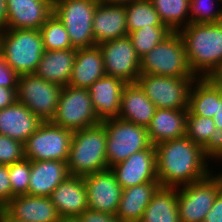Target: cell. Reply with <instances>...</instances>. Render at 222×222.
I'll list each match as a JSON object with an SVG mask.
<instances>
[{
	"instance_id": "obj_1",
	"label": "cell",
	"mask_w": 222,
	"mask_h": 222,
	"mask_svg": "<svg viewBox=\"0 0 222 222\" xmlns=\"http://www.w3.org/2000/svg\"><path fill=\"white\" fill-rule=\"evenodd\" d=\"M156 174L161 187L178 188L200 181L213 171L206 162L214 157L184 136L155 145Z\"/></svg>"
},
{
	"instance_id": "obj_2",
	"label": "cell",
	"mask_w": 222,
	"mask_h": 222,
	"mask_svg": "<svg viewBox=\"0 0 222 222\" xmlns=\"http://www.w3.org/2000/svg\"><path fill=\"white\" fill-rule=\"evenodd\" d=\"M179 33L193 74L213 77L222 68V22L189 23Z\"/></svg>"
},
{
	"instance_id": "obj_3",
	"label": "cell",
	"mask_w": 222,
	"mask_h": 222,
	"mask_svg": "<svg viewBox=\"0 0 222 222\" xmlns=\"http://www.w3.org/2000/svg\"><path fill=\"white\" fill-rule=\"evenodd\" d=\"M106 142L107 133L102 123L73 131L67 161L70 175L85 177L109 169Z\"/></svg>"
},
{
	"instance_id": "obj_4",
	"label": "cell",
	"mask_w": 222,
	"mask_h": 222,
	"mask_svg": "<svg viewBox=\"0 0 222 222\" xmlns=\"http://www.w3.org/2000/svg\"><path fill=\"white\" fill-rule=\"evenodd\" d=\"M40 30L5 29L1 40V55L20 76L34 74L44 53Z\"/></svg>"
},
{
	"instance_id": "obj_5",
	"label": "cell",
	"mask_w": 222,
	"mask_h": 222,
	"mask_svg": "<svg viewBox=\"0 0 222 222\" xmlns=\"http://www.w3.org/2000/svg\"><path fill=\"white\" fill-rule=\"evenodd\" d=\"M140 74L196 77L188 64L185 45L179 32H172L140 58Z\"/></svg>"
},
{
	"instance_id": "obj_6",
	"label": "cell",
	"mask_w": 222,
	"mask_h": 222,
	"mask_svg": "<svg viewBox=\"0 0 222 222\" xmlns=\"http://www.w3.org/2000/svg\"><path fill=\"white\" fill-rule=\"evenodd\" d=\"M99 0H54L53 14L62 22L74 48L95 46L93 18Z\"/></svg>"
},
{
	"instance_id": "obj_7",
	"label": "cell",
	"mask_w": 222,
	"mask_h": 222,
	"mask_svg": "<svg viewBox=\"0 0 222 222\" xmlns=\"http://www.w3.org/2000/svg\"><path fill=\"white\" fill-rule=\"evenodd\" d=\"M107 133L106 158L108 168L125 161L132 154L147 149L151 142L147 128L122 120L108 119L101 122Z\"/></svg>"
},
{
	"instance_id": "obj_8",
	"label": "cell",
	"mask_w": 222,
	"mask_h": 222,
	"mask_svg": "<svg viewBox=\"0 0 222 222\" xmlns=\"http://www.w3.org/2000/svg\"><path fill=\"white\" fill-rule=\"evenodd\" d=\"M51 122L72 131L101 123L93 109L88 89L69 85L62 87L56 114Z\"/></svg>"
},
{
	"instance_id": "obj_9",
	"label": "cell",
	"mask_w": 222,
	"mask_h": 222,
	"mask_svg": "<svg viewBox=\"0 0 222 222\" xmlns=\"http://www.w3.org/2000/svg\"><path fill=\"white\" fill-rule=\"evenodd\" d=\"M196 78L140 74L136 82L156 108L188 109L190 89Z\"/></svg>"
},
{
	"instance_id": "obj_10",
	"label": "cell",
	"mask_w": 222,
	"mask_h": 222,
	"mask_svg": "<svg viewBox=\"0 0 222 222\" xmlns=\"http://www.w3.org/2000/svg\"><path fill=\"white\" fill-rule=\"evenodd\" d=\"M61 90L62 86L35 74L20 75L17 101L26 105L43 122H51L56 114Z\"/></svg>"
},
{
	"instance_id": "obj_11",
	"label": "cell",
	"mask_w": 222,
	"mask_h": 222,
	"mask_svg": "<svg viewBox=\"0 0 222 222\" xmlns=\"http://www.w3.org/2000/svg\"><path fill=\"white\" fill-rule=\"evenodd\" d=\"M73 131L43 122L24 143L25 158L30 161H68Z\"/></svg>"
},
{
	"instance_id": "obj_12",
	"label": "cell",
	"mask_w": 222,
	"mask_h": 222,
	"mask_svg": "<svg viewBox=\"0 0 222 222\" xmlns=\"http://www.w3.org/2000/svg\"><path fill=\"white\" fill-rule=\"evenodd\" d=\"M220 192L219 181L213 173L200 181L178 187L179 221L204 222Z\"/></svg>"
},
{
	"instance_id": "obj_13",
	"label": "cell",
	"mask_w": 222,
	"mask_h": 222,
	"mask_svg": "<svg viewBox=\"0 0 222 222\" xmlns=\"http://www.w3.org/2000/svg\"><path fill=\"white\" fill-rule=\"evenodd\" d=\"M106 75L135 83L140 75V57L128 36L100 43Z\"/></svg>"
},
{
	"instance_id": "obj_14",
	"label": "cell",
	"mask_w": 222,
	"mask_h": 222,
	"mask_svg": "<svg viewBox=\"0 0 222 222\" xmlns=\"http://www.w3.org/2000/svg\"><path fill=\"white\" fill-rule=\"evenodd\" d=\"M83 178L87 189L88 208L116 215L122 187L112 170L109 168Z\"/></svg>"
},
{
	"instance_id": "obj_15",
	"label": "cell",
	"mask_w": 222,
	"mask_h": 222,
	"mask_svg": "<svg viewBox=\"0 0 222 222\" xmlns=\"http://www.w3.org/2000/svg\"><path fill=\"white\" fill-rule=\"evenodd\" d=\"M110 169L122 189L147 182H159L156 174V150L152 144Z\"/></svg>"
},
{
	"instance_id": "obj_16",
	"label": "cell",
	"mask_w": 222,
	"mask_h": 222,
	"mask_svg": "<svg viewBox=\"0 0 222 222\" xmlns=\"http://www.w3.org/2000/svg\"><path fill=\"white\" fill-rule=\"evenodd\" d=\"M54 0H6L5 29H36L53 14Z\"/></svg>"
},
{
	"instance_id": "obj_17",
	"label": "cell",
	"mask_w": 222,
	"mask_h": 222,
	"mask_svg": "<svg viewBox=\"0 0 222 222\" xmlns=\"http://www.w3.org/2000/svg\"><path fill=\"white\" fill-rule=\"evenodd\" d=\"M125 84L122 79L104 75L88 88L93 109L100 122L118 118Z\"/></svg>"
},
{
	"instance_id": "obj_18",
	"label": "cell",
	"mask_w": 222,
	"mask_h": 222,
	"mask_svg": "<svg viewBox=\"0 0 222 222\" xmlns=\"http://www.w3.org/2000/svg\"><path fill=\"white\" fill-rule=\"evenodd\" d=\"M60 217H78L88 208L84 178L69 175L49 196Z\"/></svg>"
},
{
	"instance_id": "obj_19",
	"label": "cell",
	"mask_w": 222,
	"mask_h": 222,
	"mask_svg": "<svg viewBox=\"0 0 222 222\" xmlns=\"http://www.w3.org/2000/svg\"><path fill=\"white\" fill-rule=\"evenodd\" d=\"M92 25L96 45L128 36L125 4L99 2Z\"/></svg>"
},
{
	"instance_id": "obj_20",
	"label": "cell",
	"mask_w": 222,
	"mask_h": 222,
	"mask_svg": "<svg viewBox=\"0 0 222 222\" xmlns=\"http://www.w3.org/2000/svg\"><path fill=\"white\" fill-rule=\"evenodd\" d=\"M4 209L23 222H58L60 218L50 197L44 196H15Z\"/></svg>"
},
{
	"instance_id": "obj_21",
	"label": "cell",
	"mask_w": 222,
	"mask_h": 222,
	"mask_svg": "<svg viewBox=\"0 0 222 222\" xmlns=\"http://www.w3.org/2000/svg\"><path fill=\"white\" fill-rule=\"evenodd\" d=\"M43 123L26 105L16 101L0 110V134L25 143Z\"/></svg>"
},
{
	"instance_id": "obj_22",
	"label": "cell",
	"mask_w": 222,
	"mask_h": 222,
	"mask_svg": "<svg viewBox=\"0 0 222 222\" xmlns=\"http://www.w3.org/2000/svg\"><path fill=\"white\" fill-rule=\"evenodd\" d=\"M156 111V106L137 82L126 83L121 94L118 118L147 128Z\"/></svg>"
},
{
	"instance_id": "obj_23",
	"label": "cell",
	"mask_w": 222,
	"mask_h": 222,
	"mask_svg": "<svg viewBox=\"0 0 222 222\" xmlns=\"http://www.w3.org/2000/svg\"><path fill=\"white\" fill-rule=\"evenodd\" d=\"M69 175L68 165L65 161H31L28 195L49 197Z\"/></svg>"
},
{
	"instance_id": "obj_24",
	"label": "cell",
	"mask_w": 222,
	"mask_h": 222,
	"mask_svg": "<svg viewBox=\"0 0 222 222\" xmlns=\"http://www.w3.org/2000/svg\"><path fill=\"white\" fill-rule=\"evenodd\" d=\"M188 109L156 108L150 125L148 137L152 145L179 139L186 135V116Z\"/></svg>"
},
{
	"instance_id": "obj_25",
	"label": "cell",
	"mask_w": 222,
	"mask_h": 222,
	"mask_svg": "<svg viewBox=\"0 0 222 222\" xmlns=\"http://www.w3.org/2000/svg\"><path fill=\"white\" fill-rule=\"evenodd\" d=\"M104 75H106L104 59L99 46L77 48L68 85L88 89Z\"/></svg>"
},
{
	"instance_id": "obj_26",
	"label": "cell",
	"mask_w": 222,
	"mask_h": 222,
	"mask_svg": "<svg viewBox=\"0 0 222 222\" xmlns=\"http://www.w3.org/2000/svg\"><path fill=\"white\" fill-rule=\"evenodd\" d=\"M76 53V48L45 50L34 74L45 81L64 87L70 81Z\"/></svg>"
},
{
	"instance_id": "obj_27",
	"label": "cell",
	"mask_w": 222,
	"mask_h": 222,
	"mask_svg": "<svg viewBox=\"0 0 222 222\" xmlns=\"http://www.w3.org/2000/svg\"><path fill=\"white\" fill-rule=\"evenodd\" d=\"M160 187L159 182H147L122 189L115 216L120 222H140L146 207Z\"/></svg>"
},
{
	"instance_id": "obj_28",
	"label": "cell",
	"mask_w": 222,
	"mask_h": 222,
	"mask_svg": "<svg viewBox=\"0 0 222 222\" xmlns=\"http://www.w3.org/2000/svg\"><path fill=\"white\" fill-rule=\"evenodd\" d=\"M221 96L222 88L212 77L196 78L190 89L188 110L193 115L213 118Z\"/></svg>"
},
{
	"instance_id": "obj_29",
	"label": "cell",
	"mask_w": 222,
	"mask_h": 222,
	"mask_svg": "<svg viewBox=\"0 0 222 222\" xmlns=\"http://www.w3.org/2000/svg\"><path fill=\"white\" fill-rule=\"evenodd\" d=\"M185 136L203 147L214 158L220 157V133L213 118L193 115L188 110Z\"/></svg>"
},
{
	"instance_id": "obj_30",
	"label": "cell",
	"mask_w": 222,
	"mask_h": 222,
	"mask_svg": "<svg viewBox=\"0 0 222 222\" xmlns=\"http://www.w3.org/2000/svg\"><path fill=\"white\" fill-rule=\"evenodd\" d=\"M178 188L160 187L146 207L140 222H180Z\"/></svg>"
},
{
	"instance_id": "obj_31",
	"label": "cell",
	"mask_w": 222,
	"mask_h": 222,
	"mask_svg": "<svg viewBox=\"0 0 222 222\" xmlns=\"http://www.w3.org/2000/svg\"><path fill=\"white\" fill-rule=\"evenodd\" d=\"M150 2L162 22L172 32H179L190 23V0H150Z\"/></svg>"
},
{
	"instance_id": "obj_32",
	"label": "cell",
	"mask_w": 222,
	"mask_h": 222,
	"mask_svg": "<svg viewBox=\"0 0 222 222\" xmlns=\"http://www.w3.org/2000/svg\"><path fill=\"white\" fill-rule=\"evenodd\" d=\"M127 33H131L143 26H166L150 0H137L125 4Z\"/></svg>"
},
{
	"instance_id": "obj_33",
	"label": "cell",
	"mask_w": 222,
	"mask_h": 222,
	"mask_svg": "<svg viewBox=\"0 0 222 222\" xmlns=\"http://www.w3.org/2000/svg\"><path fill=\"white\" fill-rule=\"evenodd\" d=\"M172 31L167 26L145 25L128 34L132 45L141 58L168 37Z\"/></svg>"
},
{
	"instance_id": "obj_34",
	"label": "cell",
	"mask_w": 222,
	"mask_h": 222,
	"mask_svg": "<svg viewBox=\"0 0 222 222\" xmlns=\"http://www.w3.org/2000/svg\"><path fill=\"white\" fill-rule=\"evenodd\" d=\"M43 39L44 50H64L74 48L62 22L52 14L39 29Z\"/></svg>"
},
{
	"instance_id": "obj_35",
	"label": "cell",
	"mask_w": 222,
	"mask_h": 222,
	"mask_svg": "<svg viewBox=\"0 0 222 222\" xmlns=\"http://www.w3.org/2000/svg\"><path fill=\"white\" fill-rule=\"evenodd\" d=\"M222 0H190V23L222 22V7L215 9Z\"/></svg>"
},
{
	"instance_id": "obj_36",
	"label": "cell",
	"mask_w": 222,
	"mask_h": 222,
	"mask_svg": "<svg viewBox=\"0 0 222 222\" xmlns=\"http://www.w3.org/2000/svg\"><path fill=\"white\" fill-rule=\"evenodd\" d=\"M30 173L31 161L26 158L8 166L9 180L14 196L28 194Z\"/></svg>"
},
{
	"instance_id": "obj_37",
	"label": "cell",
	"mask_w": 222,
	"mask_h": 222,
	"mask_svg": "<svg viewBox=\"0 0 222 222\" xmlns=\"http://www.w3.org/2000/svg\"><path fill=\"white\" fill-rule=\"evenodd\" d=\"M25 159L24 143L0 134V165L10 166Z\"/></svg>"
},
{
	"instance_id": "obj_38",
	"label": "cell",
	"mask_w": 222,
	"mask_h": 222,
	"mask_svg": "<svg viewBox=\"0 0 222 222\" xmlns=\"http://www.w3.org/2000/svg\"><path fill=\"white\" fill-rule=\"evenodd\" d=\"M13 197L8 166L0 165V208H4Z\"/></svg>"
},
{
	"instance_id": "obj_39",
	"label": "cell",
	"mask_w": 222,
	"mask_h": 222,
	"mask_svg": "<svg viewBox=\"0 0 222 222\" xmlns=\"http://www.w3.org/2000/svg\"><path fill=\"white\" fill-rule=\"evenodd\" d=\"M19 75L6 63L5 58L0 55V86L6 88H17Z\"/></svg>"
},
{
	"instance_id": "obj_40",
	"label": "cell",
	"mask_w": 222,
	"mask_h": 222,
	"mask_svg": "<svg viewBox=\"0 0 222 222\" xmlns=\"http://www.w3.org/2000/svg\"><path fill=\"white\" fill-rule=\"evenodd\" d=\"M80 222H120L115 216L87 208L80 216Z\"/></svg>"
},
{
	"instance_id": "obj_41",
	"label": "cell",
	"mask_w": 222,
	"mask_h": 222,
	"mask_svg": "<svg viewBox=\"0 0 222 222\" xmlns=\"http://www.w3.org/2000/svg\"><path fill=\"white\" fill-rule=\"evenodd\" d=\"M204 222H222V193L214 201L212 208L206 214Z\"/></svg>"
},
{
	"instance_id": "obj_42",
	"label": "cell",
	"mask_w": 222,
	"mask_h": 222,
	"mask_svg": "<svg viewBox=\"0 0 222 222\" xmlns=\"http://www.w3.org/2000/svg\"><path fill=\"white\" fill-rule=\"evenodd\" d=\"M17 88H6L0 86V110L13 105L17 101Z\"/></svg>"
},
{
	"instance_id": "obj_43",
	"label": "cell",
	"mask_w": 222,
	"mask_h": 222,
	"mask_svg": "<svg viewBox=\"0 0 222 222\" xmlns=\"http://www.w3.org/2000/svg\"><path fill=\"white\" fill-rule=\"evenodd\" d=\"M214 124L218 132L222 131V96L218 99V109L217 113L213 116Z\"/></svg>"
},
{
	"instance_id": "obj_44",
	"label": "cell",
	"mask_w": 222,
	"mask_h": 222,
	"mask_svg": "<svg viewBox=\"0 0 222 222\" xmlns=\"http://www.w3.org/2000/svg\"><path fill=\"white\" fill-rule=\"evenodd\" d=\"M7 18L6 0H0V29L5 30Z\"/></svg>"
},
{
	"instance_id": "obj_45",
	"label": "cell",
	"mask_w": 222,
	"mask_h": 222,
	"mask_svg": "<svg viewBox=\"0 0 222 222\" xmlns=\"http://www.w3.org/2000/svg\"><path fill=\"white\" fill-rule=\"evenodd\" d=\"M0 222H23L15 219L4 208H0Z\"/></svg>"
},
{
	"instance_id": "obj_46",
	"label": "cell",
	"mask_w": 222,
	"mask_h": 222,
	"mask_svg": "<svg viewBox=\"0 0 222 222\" xmlns=\"http://www.w3.org/2000/svg\"><path fill=\"white\" fill-rule=\"evenodd\" d=\"M99 1L112 4H128L137 0H99Z\"/></svg>"
},
{
	"instance_id": "obj_47",
	"label": "cell",
	"mask_w": 222,
	"mask_h": 222,
	"mask_svg": "<svg viewBox=\"0 0 222 222\" xmlns=\"http://www.w3.org/2000/svg\"><path fill=\"white\" fill-rule=\"evenodd\" d=\"M212 78L222 88V68Z\"/></svg>"
},
{
	"instance_id": "obj_48",
	"label": "cell",
	"mask_w": 222,
	"mask_h": 222,
	"mask_svg": "<svg viewBox=\"0 0 222 222\" xmlns=\"http://www.w3.org/2000/svg\"><path fill=\"white\" fill-rule=\"evenodd\" d=\"M58 222H80L78 217H60Z\"/></svg>"
},
{
	"instance_id": "obj_49",
	"label": "cell",
	"mask_w": 222,
	"mask_h": 222,
	"mask_svg": "<svg viewBox=\"0 0 222 222\" xmlns=\"http://www.w3.org/2000/svg\"><path fill=\"white\" fill-rule=\"evenodd\" d=\"M213 160L222 161V157L214 158ZM213 175H214L215 178L219 181L220 189H221V193H222V173L213 174Z\"/></svg>"
},
{
	"instance_id": "obj_50",
	"label": "cell",
	"mask_w": 222,
	"mask_h": 222,
	"mask_svg": "<svg viewBox=\"0 0 222 222\" xmlns=\"http://www.w3.org/2000/svg\"><path fill=\"white\" fill-rule=\"evenodd\" d=\"M220 157H222V131L220 132Z\"/></svg>"
},
{
	"instance_id": "obj_51",
	"label": "cell",
	"mask_w": 222,
	"mask_h": 222,
	"mask_svg": "<svg viewBox=\"0 0 222 222\" xmlns=\"http://www.w3.org/2000/svg\"><path fill=\"white\" fill-rule=\"evenodd\" d=\"M3 31L0 29V55H1V40H2V36H3Z\"/></svg>"
}]
</instances>
